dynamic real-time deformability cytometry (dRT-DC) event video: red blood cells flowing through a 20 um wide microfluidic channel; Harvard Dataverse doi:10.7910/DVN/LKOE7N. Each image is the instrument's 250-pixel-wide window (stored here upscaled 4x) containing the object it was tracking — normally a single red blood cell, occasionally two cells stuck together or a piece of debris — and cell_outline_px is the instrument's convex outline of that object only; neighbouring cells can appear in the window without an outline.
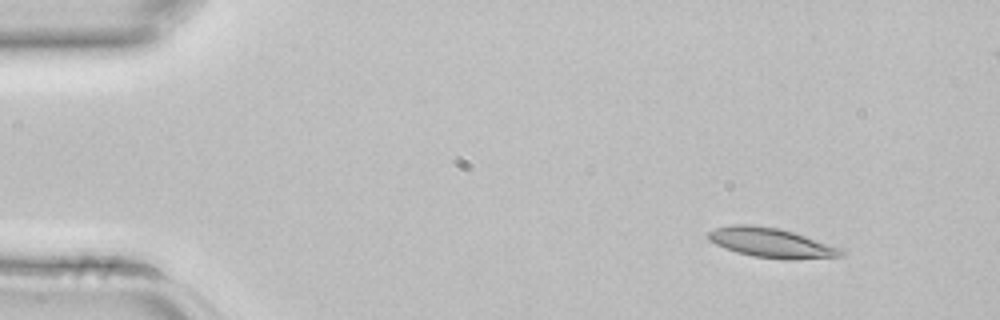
{"species": "common noctule bat (a hibernating species)", "species_latin": "Nyctalus noctula", "temperature_condition": "room temperature", "stored_images_in_passage": 4, "camera_frame_rate_fps": 3000, "um_per_image_px": 0.085, "animal": {"sex": "female", "body_mass_g": 22.7, "forearm_length_mm": 54.2}, "frame": {"image": 1, "passage_image": 2, "time_ms": 0.333, "image_size_px": [1000, 320], "cell_outline_px": [[844, 256], [792, 260], [780, 260], [752, 256], [736, 252], [724, 248], [708, 240], [708, 232], [716, 228], [732, 224], [752, 224], [780, 228], [844, 248]], "centroid_in_image_um": [65.59, 20.64], "position_along_channel_um": 19.4, "area_um2": 23.35}}